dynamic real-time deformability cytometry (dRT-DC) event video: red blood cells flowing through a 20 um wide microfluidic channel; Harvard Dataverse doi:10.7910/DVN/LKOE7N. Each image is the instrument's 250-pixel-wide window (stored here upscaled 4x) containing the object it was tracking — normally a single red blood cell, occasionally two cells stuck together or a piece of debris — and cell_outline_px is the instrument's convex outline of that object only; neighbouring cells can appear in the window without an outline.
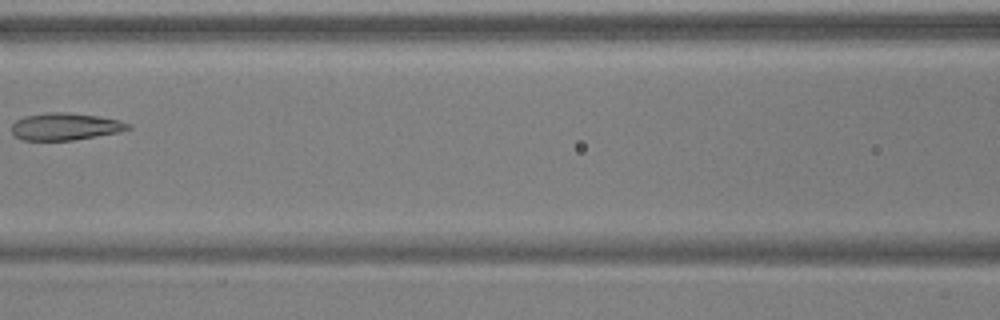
{"species": "common noctule bat (a hibernating species)", "species_latin": "Nyctalus noctula", "temperature_condition": "warm", "stored_images_in_passage": 5, "camera_frame_rate_fps": 3000, "um_per_image_px": 0.085, "animal": {"sex": "male", "body_mass_g": 17.9, "forearm_length_mm": 54.2}, "frame": {"image": 1, "passage_image": 5, "time_ms": 1.333, "image_size_px": [1000, 320], "cell_outline_px": [[132, 128], [120, 132], [72, 140], [24, 140], [16, 136], [12, 132], [12, 124], [16, 120], [24, 116], [48, 112], [68, 112], [100, 116], [120, 120], [132, 124]], "centroid_in_image_um": [5.59, 10.74], "position_along_channel_um": 161.0, "area_um2": 18.55}}